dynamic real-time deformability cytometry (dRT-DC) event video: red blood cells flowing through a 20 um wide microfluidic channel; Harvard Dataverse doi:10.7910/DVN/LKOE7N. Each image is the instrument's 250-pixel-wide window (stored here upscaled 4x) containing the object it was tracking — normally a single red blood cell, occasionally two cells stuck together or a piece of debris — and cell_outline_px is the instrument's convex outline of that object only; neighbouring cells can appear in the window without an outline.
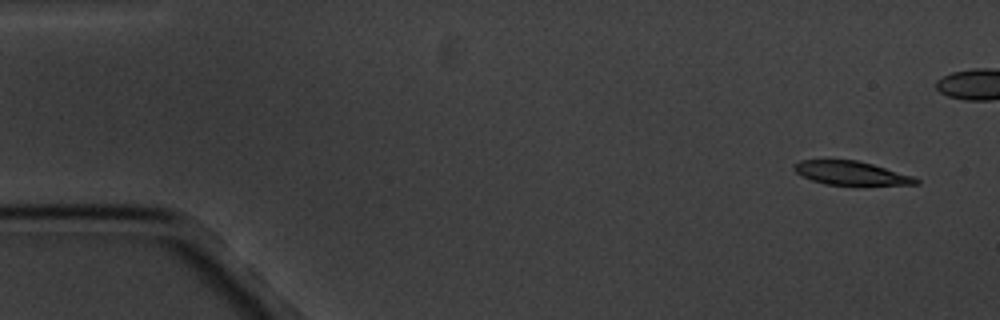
{"species": "common noctule bat (a hibernating species)", "species_latin": "Nyctalus noctula", "temperature_condition": "cold", "stored_images_in_passage": 8, "segment_of_instrument_passage": [1, 2], "camera_frame_rate_fps": 3000, "um_per_image_px": 0.085, "animal": {"sex": "male", "body_mass_g": 20.1, "forearm_length_mm": 53.5}, "frame": {"image": 1, "passage_image": 1, "time_ms": 0.0, "image_size_px": [1000, 320], "cell_outline_px": [[920, 184], [864, 188], [856, 188], [824, 184], [812, 180], [796, 172], [792, 168], [792, 164], [800, 160], [856, 160], [872, 164], [912, 176], [920, 180]], "centroid_in_image_um": [72.41, 14.78], "position_along_channel_um": 12.6, "area_um2": 17.92}}
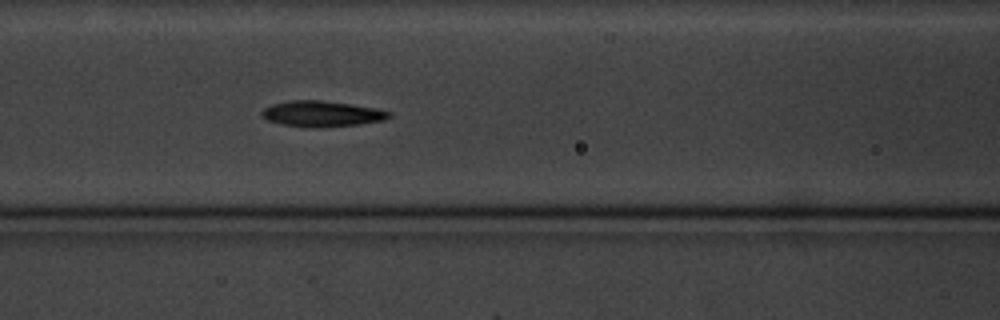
{"frame": {"image": 2, "passage_image": 7, "time_ms": 7.0, "image_size_px": [1000, 320], "cell_outline_px": [[392, 116], [384, 120], [360, 124], [320, 128], [304, 128], [280, 124], [268, 120], [260, 116], [260, 112], [264, 108], [272, 104], [292, 100], [320, 100], [376, 108], [392, 112]], "centroid_in_image_um": [27.33, 9.69], "position_along_channel_um": 139.3, "area_um2": 19.36}}